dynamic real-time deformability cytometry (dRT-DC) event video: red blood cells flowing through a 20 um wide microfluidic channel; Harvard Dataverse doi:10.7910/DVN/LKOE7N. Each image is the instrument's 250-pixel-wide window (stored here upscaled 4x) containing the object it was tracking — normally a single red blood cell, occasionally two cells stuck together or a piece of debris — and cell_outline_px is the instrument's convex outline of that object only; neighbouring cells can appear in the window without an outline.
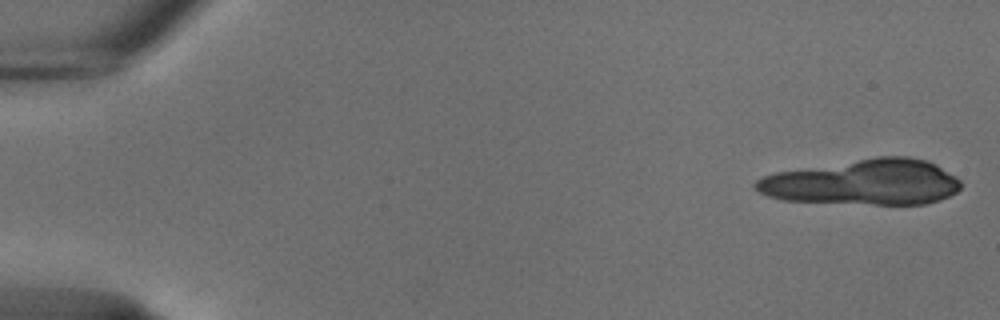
{"species": "common noctule bat (a hibernating species)", "species_latin": "Nyctalus noctula", "temperature_condition": "cold", "stored_images_in_passage": 6, "camera_frame_rate_fps": 3000, "um_per_image_px": 0.085, "animal": {"sex": "male", "body_mass_g": 18.8}, "frame": {"image": 1, "passage_image": 1, "time_ms": 0.0, "image_size_px": [1000, 320], "cell_outline_px": [[956, 188], [940, 196], [928, 200], [900, 204], [860, 164], [876, 160], [912, 160], [928, 164], [936, 168], [948, 176], [956, 184]], "centroid_in_image_um": [77.34, 15.28], "position_along_channel_um": 7.7, "area_um2": 19.42}}